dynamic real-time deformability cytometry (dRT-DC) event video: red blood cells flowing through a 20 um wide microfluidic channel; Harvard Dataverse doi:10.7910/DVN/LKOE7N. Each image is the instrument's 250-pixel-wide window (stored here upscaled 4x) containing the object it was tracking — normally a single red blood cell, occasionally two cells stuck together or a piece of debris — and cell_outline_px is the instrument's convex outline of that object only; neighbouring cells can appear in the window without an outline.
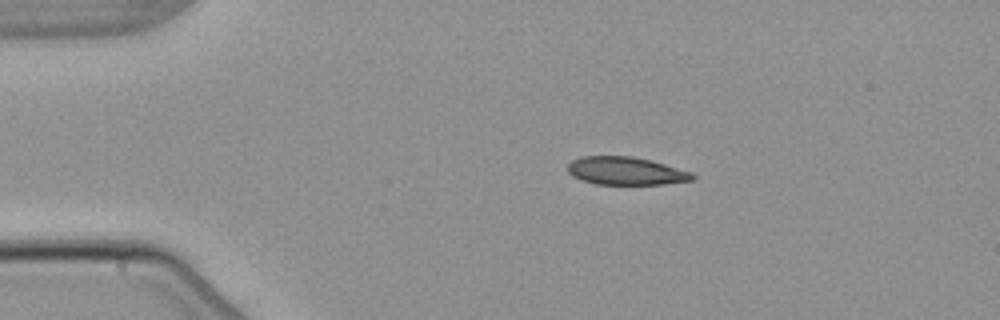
{"species": "common noctule bat (a hibernating species)", "species_latin": "Nyctalus noctula", "temperature_condition": "warm", "stored_images_in_passage": 4, "camera_frame_rate_fps": 3000, "um_per_image_px": 0.085, "animal": {"sex": "male", "body_mass_g": 21.5, "forearm_length_mm": 52.0}, "frame": {"image": 1, "passage_image": 2, "time_ms": 1.333, "image_size_px": [1000, 320], "cell_outline_px": [[696, 180], [664, 184], [596, 184], [580, 180], [572, 176], [568, 172], [568, 164], [572, 160], [580, 156], [632, 156], [652, 160], [692, 172], [696, 176]], "centroid_in_image_um": [53.22, 14.53], "position_along_channel_um": 31.8, "area_um2": 20.58}}
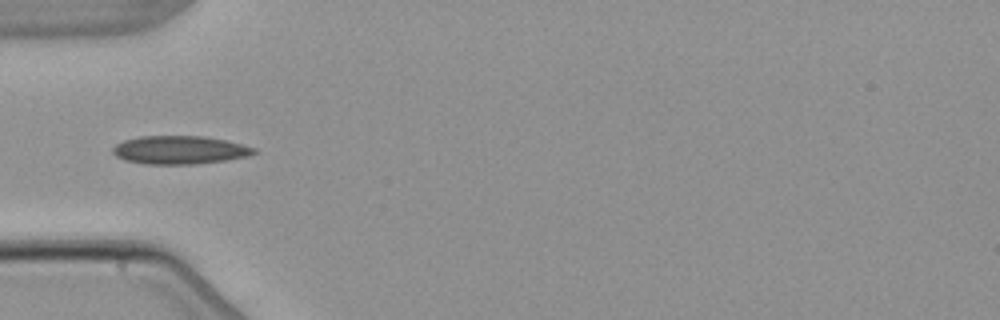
{"frame": {"image": 2, "passage_image": 4, "time_ms": 3.667, "image_size_px": [1000, 320], "cell_outline_px": [[256, 152], [248, 156], [224, 160], [196, 164], [144, 164], [124, 160], [116, 156], [112, 152], [112, 148], [116, 144], [124, 140], [140, 136], [204, 136], [224, 140], [256, 148]], "centroid_in_image_um": [15.23, 12.75], "position_along_channel_um": 69.8, "area_um2": 23.18}}